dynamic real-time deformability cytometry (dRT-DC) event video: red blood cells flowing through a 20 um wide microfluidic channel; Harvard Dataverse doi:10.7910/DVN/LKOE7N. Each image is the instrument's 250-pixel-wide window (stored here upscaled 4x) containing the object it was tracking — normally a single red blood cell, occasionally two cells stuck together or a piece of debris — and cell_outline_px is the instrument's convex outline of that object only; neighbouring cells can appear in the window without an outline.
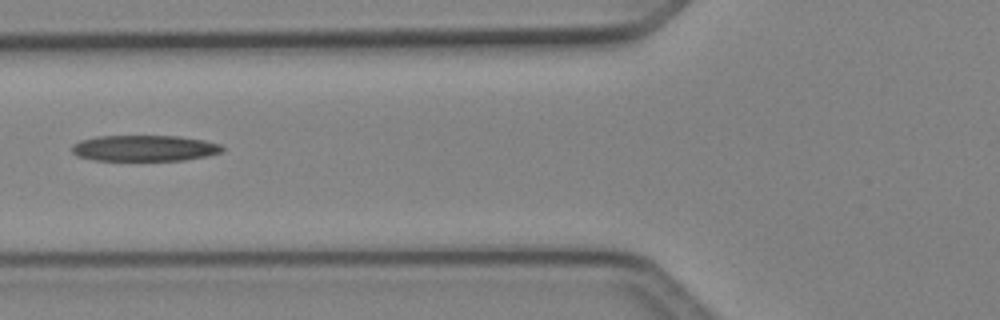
{"species": "Egyptian fruit bat (a non-hibernating species)", "species_latin": "Rousettus aegyptiacus", "temperature_condition": "cold", "stored_images_in_passage": 3, "camera_frame_rate_fps": 3000, "um_per_image_px": 0.085, "animal": {"sex": "female"}, "frame": {"image": 1, "passage_image": 3, "time_ms": 0.667, "image_size_px": [1000, 320], "cell_outline_px": [[224, 152], [184, 160], [92, 160], [76, 156], [72, 152], [72, 144], [80, 140], [96, 136], [180, 136], [204, 140], [220, 144], [224, 148]], "centroid_in_image_um": [12.25, 12.59], "position_along_channel_um": 113.5, "area_um2": 22.89}}